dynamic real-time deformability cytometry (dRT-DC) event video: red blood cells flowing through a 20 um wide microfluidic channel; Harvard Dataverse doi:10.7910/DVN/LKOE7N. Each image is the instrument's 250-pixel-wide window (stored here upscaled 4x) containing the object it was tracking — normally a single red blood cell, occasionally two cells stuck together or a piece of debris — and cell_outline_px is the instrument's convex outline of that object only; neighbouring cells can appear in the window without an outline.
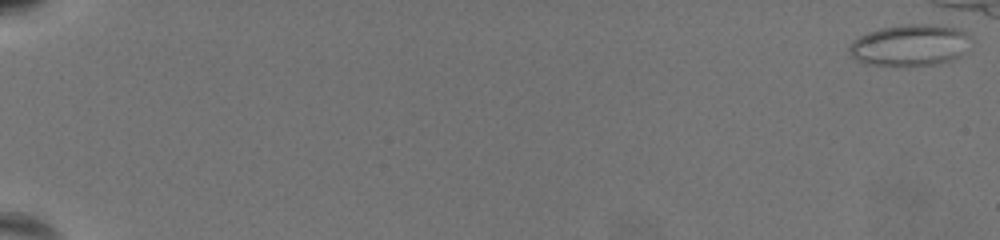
{"species": "common noctule bat (a hibernating species)", "species_latin": "Nyctalus noctula", "temperature_condition": "warm", "stored_images_in_passage": 5, "camera_frame_rate_fps": 3000, "um_per_image_px": 0.085, "animal": {"sex": "female", "body_mass_g": 19.5, "forearm_length_mm": 54.1}, "frame": {"image": 1, "passage_image": 1, "time_ms": 0.0, "image_size_px": [1000, 240], "cell_outline_px": [[972, 40], [960, 56], [952, 60], [940, 64], [900, 68], [864, 64], [856, 60], [848, 52], [848, 48], [852, 40], [868, 32], [880, 28], [904, 24], [952, 24], [968, 32], [972, 36]], "centroid_in_image_um": [77.38, 3.85], "position_along_channel_um": 7.6, "area_um2": 30.87}}